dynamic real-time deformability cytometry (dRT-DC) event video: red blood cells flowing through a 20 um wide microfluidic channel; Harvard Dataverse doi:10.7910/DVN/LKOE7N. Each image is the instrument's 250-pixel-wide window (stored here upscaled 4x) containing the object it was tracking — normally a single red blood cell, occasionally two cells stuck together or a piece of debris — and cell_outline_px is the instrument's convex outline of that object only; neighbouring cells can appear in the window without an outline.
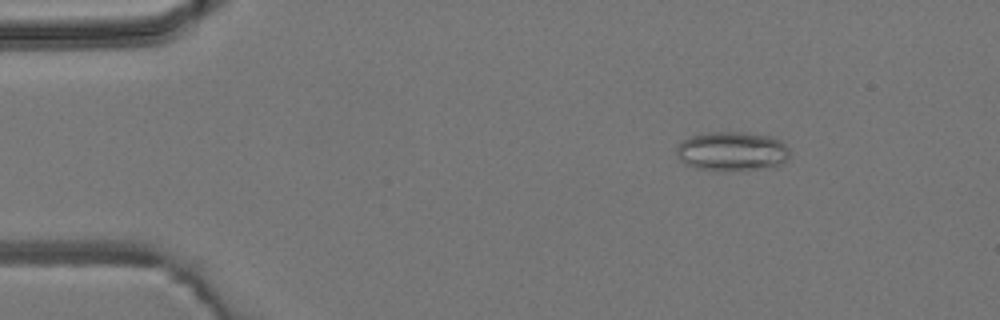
{"species": "common noctule bat (a hibernating species)", "species_latin": "Nyctalus noctula", "temperature_condition": "room temperature", "stored_images_in_passage": 5, "camera_frame_rate_fps": 3000, "um_per_image_px": 0.085, "animal": {"sex": "male", "body_mass_g": 19.2, "forearm_length_mm": 51.8}, "frame": {"image": 1, "passage_image": 3, "time_ms": 2.333, "image_size_px": [1000, 320], "cell_outline_px": [[788, 160], [776, 168], [728, 172], [696, 168], [684, 164], [676, 156], [676, 148], [684, 140], [692, 136], [708, 132], [740, 132], [772, 136], [780, 140], [788, 148]], "centroid_in_image_um": [62.25, 12.9], "position_along_channel_um": 22.7, "area_um2": 26.53}}